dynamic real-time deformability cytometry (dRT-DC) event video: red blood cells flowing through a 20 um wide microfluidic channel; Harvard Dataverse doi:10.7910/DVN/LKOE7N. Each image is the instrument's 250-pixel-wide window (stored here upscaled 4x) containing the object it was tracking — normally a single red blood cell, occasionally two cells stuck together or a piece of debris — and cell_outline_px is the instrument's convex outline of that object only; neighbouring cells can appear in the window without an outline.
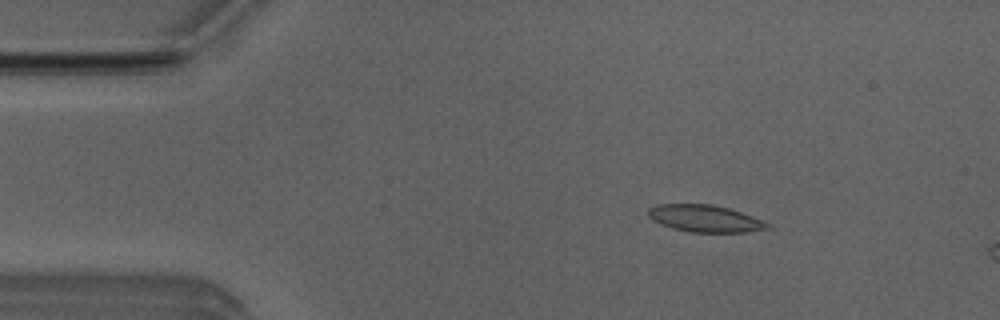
{"species": "Egyptian fruit bat (a non-hibernating species)", "species_latin": "Rousettus aegyptiacus", "temperature_condition": "room temperature", "stored_images_in_passage": 9, "camera_frame_rate_fps": 3000, "um_per_image_px": 0.085, "animal": {"sex": "male"}, "frame": {"image": 1, "passage_image": 3, "time_ms": 0.667, "image_size_px": [1000, 320], "cell_outline_px": [[772, 228], [748, 232], [692, 232], [672, 228], [660, 224], [652, 220], [648, 216], [648, 208], [656, 204], [712, 204], [728, 208], [752, 216], [772, 224]], "centroid_in_image_um": [59.93, 18.57], "position_along_channel_um": 25.1, "area_um2": 18.9}}